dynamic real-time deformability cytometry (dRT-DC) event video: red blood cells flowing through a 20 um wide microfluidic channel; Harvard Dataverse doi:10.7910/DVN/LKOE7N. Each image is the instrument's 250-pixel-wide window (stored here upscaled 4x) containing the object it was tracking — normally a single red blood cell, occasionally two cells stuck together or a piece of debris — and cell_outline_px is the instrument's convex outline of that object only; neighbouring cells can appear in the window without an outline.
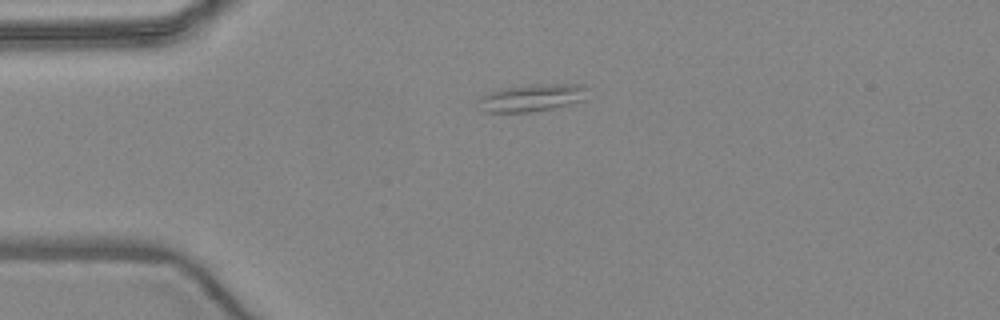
{"species": "common noctule bat (a hibernating species)", "species_latin": "Nyctalus noctula", "temperature_condition": "warm", "stored_images_in_passage": 3, "camera_frame_rate_fps": 3000, "um_per_image_px": 0.085, "animal": {"sex": "female", "body_mass_g": 24.6, "forearm_length_mm": 56.2}, "frame": {"image": 1, "passage_image": 1, "time_ms": 0.0, "image_size_px": [1000, 320], "cell_outline_px": [[588, 88], [584, 100], [552, 108], [532, 112], [484, 112], [476, 100], [480, 96], [488, 92], [500, 88], [536, 84], [584, 84]], "centroid_in_image_um": [45.18, 8.3], "position_along_channel_um": 39.8, "area_um2": 17.57}}
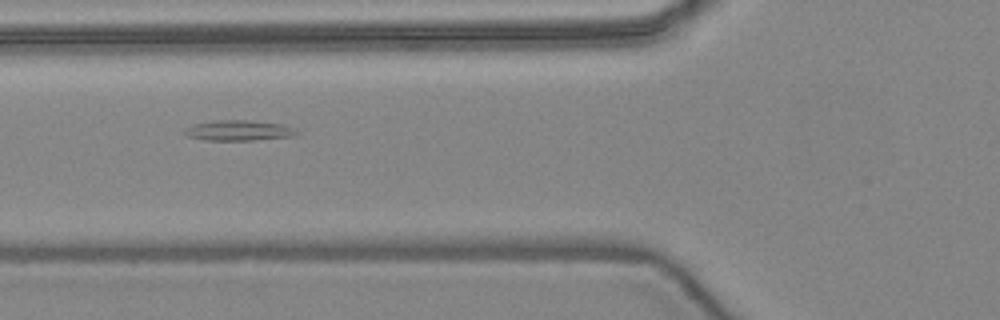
{"frame": {"image": 2, "passage_image": 3, "time_ms": 2.333, "image_size_px": [1000, 320], "cell_outline_px": [[300, 132], [292, 136], [252, 140], [204, 140], [188, 136], [184, 132], [184, 128], [196, 124], [212, 120], [248, 120], [284, 124]], "centroid_in_image_um": [20.28, 11.08], "position_along_channel_um": 105.5, "area_um2": 13.24}}